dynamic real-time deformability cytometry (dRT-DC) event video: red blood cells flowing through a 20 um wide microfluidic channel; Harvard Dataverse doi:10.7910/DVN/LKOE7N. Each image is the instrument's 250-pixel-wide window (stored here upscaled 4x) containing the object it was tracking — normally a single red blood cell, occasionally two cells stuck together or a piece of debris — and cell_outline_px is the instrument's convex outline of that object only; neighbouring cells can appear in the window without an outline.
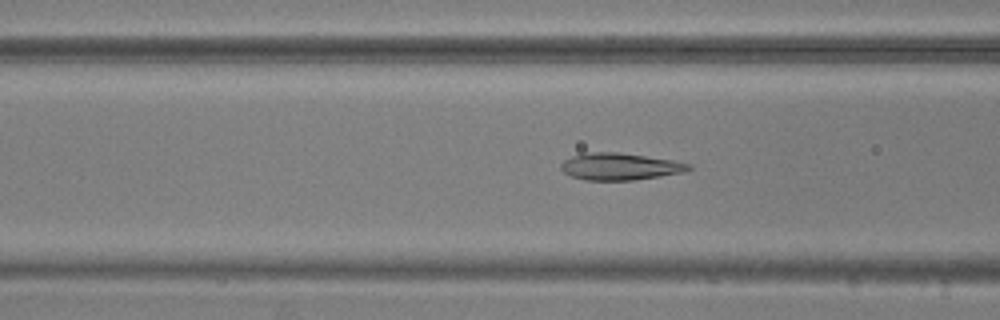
{"species": "common noctule bat (a hibernating species)", "species_latin": "Nyctalus noctula", "temperature_condition": "warm", "stored_images_in_passage": 54, "camera_frame_rate_fps": 3000, "um_per_image_px": 0.085, "animal": {"sex": "male", "body_mass_g": 20.5, "forearm_length_mm": 52.5}, "frame": {"image": 1, "passage_image": 20, "time_ms": 6.333, "image_size_px": [1000, 320], "cell_outline_px": [[692, 168], [688, 172], [632, 180], [588, 180], [572, 176], [564, 172], [560, 168], [560, 164], [564, 160], [572, 156], [584, 152], [620, 152], [672, 160], [692, 164]], "centroid_in_image_um": [52.72, 14.14], "position_along_channel_um": 113.9, "area_um2": 20.17}}
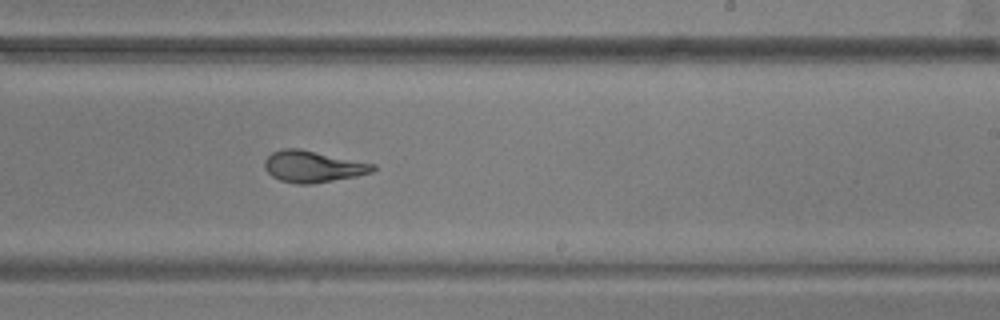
{"frame": {"image": 2, "passage_image": 32, "time_ms": 10.333, "image_size_px": [1000, 320], "cell_outline_px": [[376, 168], [372, 172], [356, 176], [312, 184], [296, 184], [280, 180], [272, 176], [264, 168], [264, 160], [272, 152], [280, 148], [300, 148], [376, 164]], "centroid_in_image_um": [26.58, 14.14], "position_along_channel_um": 262.4, "area_um2": 20.06}}
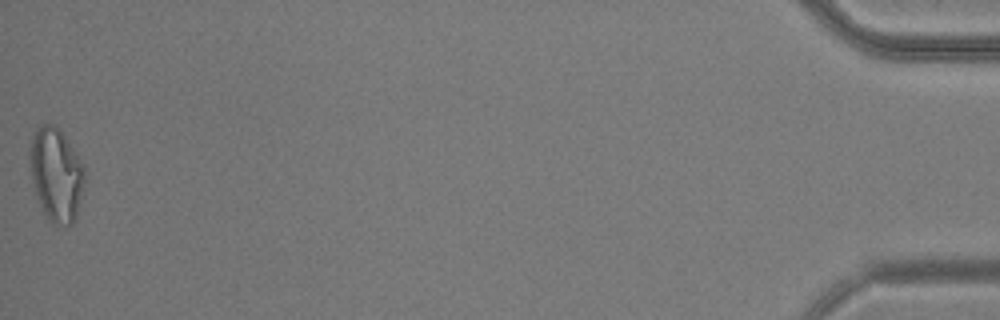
{"frame": {"image": 3, "passage_image": 54, "time_ms": 17.667, "image_size_px": [1000, 320], "cell_outline_px": [[84, 180], [76, 216], [72, 224], [56, 224], [48, 220], [36, 196], [32, 176], [32, 132], [36, 128], [44, 124], [56, 124], [84, 164]], "centroid_in_image_um": [4.8, 14.82], "position_along_channel_um": 430.4, "area_um2": 29.02}, "authors_computed_cell_mechanics": {"area_um2": 21.0103, "velocity_mm_per_s": 3.7064, "shape_relaxation_time_tau1_ms": null, "shape_relaxation_time_tau2_ms": 1.1794, "deformation_change_tau1": null, "deformation_change_tau2": 0.0585}}